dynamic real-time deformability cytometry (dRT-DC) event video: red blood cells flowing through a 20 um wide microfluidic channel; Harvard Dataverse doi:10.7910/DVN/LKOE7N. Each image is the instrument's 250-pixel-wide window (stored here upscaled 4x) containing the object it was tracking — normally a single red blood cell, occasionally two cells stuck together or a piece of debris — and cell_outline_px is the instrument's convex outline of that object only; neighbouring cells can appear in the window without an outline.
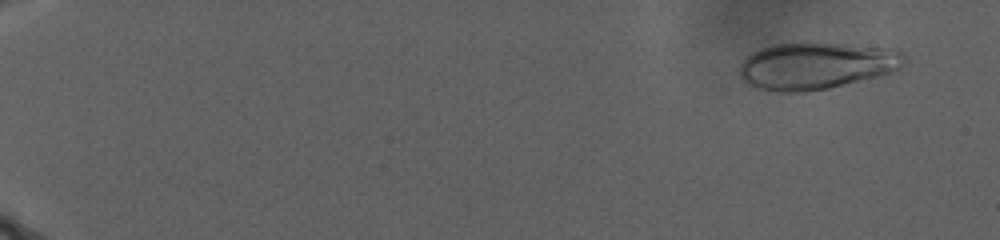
{"species": "human", "species_latin": "Homo sapiens", "temperature_condition": "warm", "stored_images_in_passage": 54, "camera_frame_rate_fps": 3000, "um_per_image_px": 0.085, "donor": {"sex": "male"}, "frame": {"image": 1, "passage_image": 9, "time_ms": 2.333, "image_size_px": [1000, 240], "cell_outline_px": [[908, 60], [900, 68], [892, 72], [880, 76], [828, 88], [808, 92], [776, 92], [756, 88], [748, 84], [740, 76], [740, 64], [752, 52], [760, 48], [776, 44], [808, 40], [892, 48], [904, 52]], "centroid_in_image_um": [69.43, 5.56], "position_along_channel_um": 15.6, "area_um2": 46.24}}
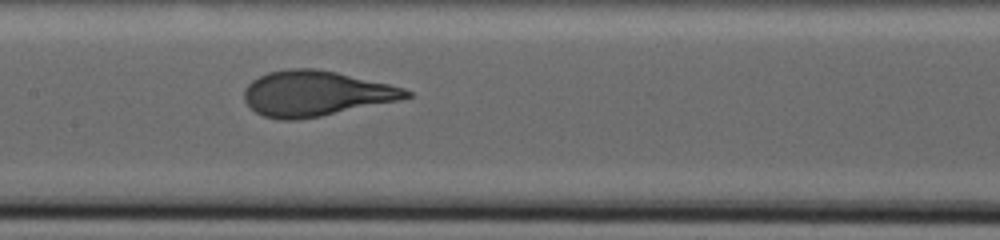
{"frame": {"image": 2, "passage_image": 39, "time_ms": 19.333, "image_size_px": [1000, 240], "cell_outline_px": [[412, 96], [400, 100], [320, 116], [296, 120], [280, 120], [264, 116], [256, 112], [244, 100], [244, 88], [252, 80], [268, 72], [288, 68], [316, 68], [336, 72], [388, 84], [404, 88], [412, 92]], "centroid_in_image_um": [26.82, 7.94], "position_along_channel_um": 180.6, "area_um2": 42.6}}
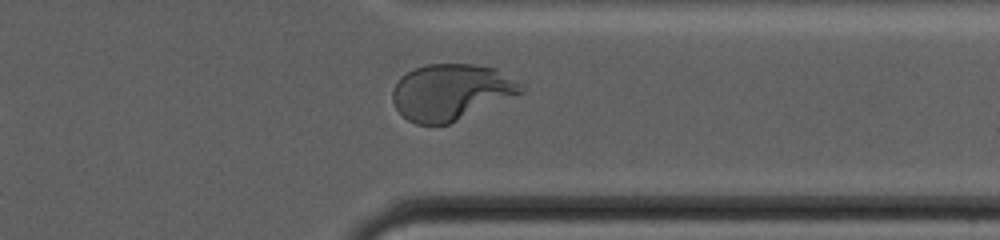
{"frame": {"image": 3, "passage_image": 51, "time_ms": 28.333, "image_size_px": [1000, 240], "cell_outline_px": [[524, 92], [448, 124], [416, 124], [408, 120], [396, 108], [392, 100], [392, 92], [400, 76], [416, 68], [428, 64], [472, 64], [496, 68], [520, 84]], "centroid_in_image_um": [38.31, 7.82], "position_along_channel_um": 373.1, "area_um2": 41.5}, "authors_computed_cell_mechanics": {"area_um2": 42.6853, "velocity_mm_per_s": 2.1393, "shape_relaxation_time_tau1_ms": 8.4965, "shape_relaxation_time_tau2_ms": null, "deformation_change_tau1": 0.2654, "deformation_change_tau2": null}}